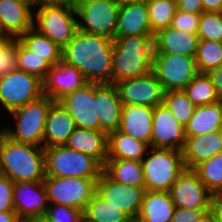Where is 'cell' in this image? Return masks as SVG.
Segmentation results:
<instances>
[{"label":"cell","instance_id":"cell-1","mask_svg":"<svg viewBox=\"0 0 222 222\" xmlns=\"http://www.w3.org/2000/svg\"><path fill=\"white\" fill-rule=\"evenodd\" d=\"M114 40L77 30L62 48V62L77 68L91 83H112Z\"/></svg>","mask_w":222,"mask_h":222},{"label":"cell","instance_id":"cell-2","mask_svg":"<svg viewBox=\"0 0 222 222\" xmlns=\"http://www.w3.org/2000/svg\"><path fill=\"white\" fill-rule=\"evenodd\" d=\"M157 58L155 35H129L114 38L112 83L149 73Z\"/></svg>","mask_w":222,"mask_h":222},{"label":"cell","instance_id":"cell-3","mask_svg":"<svg viewBox=\"0 0 222 222\" xmlns=\"http://www.w3.org/2000/svg\"><path fill=\"white\" fill-rule=\"evenodd\" d=\"M0 174L13 182L43 181L44 147L15 141L0 129Z\"/></svg>","mask_w":222,"mask_h":222},{"label":"cell","instance_id":"cell-4","mask_svg":"<svg viewBox=\"0 0 222 222\" xmlns=\"http://www.w3.org/2000/svg\"><path fill=\"white\" fill-rule=\"evenodd\" d=\"M146 155L141 160L145 190L169 192L185 169L182 151L149 147Z\"/></svg>","mask_w":222,"mask_h":222},{"label":"cell","instance_id":"cell-5","mask_svg":"<svg viewBox=\"0 0 222 222\" xmlns=\"http://www.w3.org/2000/svg\"><path fill=\"white\" fill-rule=\"evenodd\" d=\"M45 175L52 177L99 178L103 166L90 155L65 145L44 148Z\"/></svg>","mask_w":222,"mask_h":222},{"label":"cell","instance_id":"cell-6","mask_svg":"<svg viewBox=\"0 0 222 222\" xmlns=\"http://www.w3.org/2000/svg\"><path fill=\"white\" fill-rule=\"evenodd\" d=\"M38 6L33 13V28L63 48L78 30L73 1Z\"/></svg>","mask_w":222,"mask_h":222},{"label":"cell","instance_id":"cell-7","mask_svg":"<svg viewBox=\"0 0 222 222\" xmlns=\"http://www.w3.org/2000/svg\"><path fill=\"white\" fill-rule=\"evenodd\" d=\"M55 101L43 95L39 99L18 107L11 114L16 130L2 127V131L11 139L43 147L44 127L48 110Z\"/></svg>","mask_w":222,"mask_h":222},{"label":"cell","instance_id":"cell-8","mask_svg":"<svg viewBox=\"0 0 222 222\" xmlns=\"http://www.w3.org/2000/svg\"><path fill=\"white\" fill-rule=\"evenodd\" d=\"M73 4L80 18L78 30L114 40L120 4L115 0H73Z\"/></svg>","mask_w":222,"mask_h":222},{"label":"cell","instance_id":"cell-9","mask_svg":"<svg viewBox=\"0 0 222 222\" xmlns=\"http://www.w3.org/2000/svg\"><path fill=\"white\" fill-rule=\"evenodd\" d=\"M97 179L46 176L43 183L49 204L66 205L84 211L95 193Z\"/></svg>","mask_w":222,"mask_h":222},{"label":"cell","instance_id":"cell-10","mask_svg":"<svg viewBox=\"0 0 222 222\" xmlns=\"http://www.w3.org/2000/svg\"><path fill=\"white\" fill-rule=\"evenodd\" d=\"M43 95V80L33 74L15 69L0 76V103L8 113Z\"/></svg>","mask_w":222,"mask_h":222},{"label":"cell","instance_id":"cell-11","mask_svg":"<svg viewBox=\"0 0 222 222\" xmlns=\"http://www.w3.org/2000/svg\"><path fill=\"white\" fill-rule=\"evenodd\" d=\"M177 208L212 209L217 198L208 190L193 169H184L169 190Z\"/></svg>","mask_w":222,"mask_h":222},{"label":"cell","instance_id":"cell-12","mask_svg":"<svg viewBox=\"0 0 222 222\" xmlns=\"http://www.w3.org/2000/svg\"><path fill=\"white\" fill-rule=\"evenodd\" d=\"M164 91L183 90L199 73L195 57L157 54L152 68Z\"/></svg>","mask_w":222,"mask_h":222},{"label":"cell","instance_id":"cell-13","mask_svg":"<svg viewBox=\"0 0 222 222\" xmlns=\"http://www.w3.org/2000/svg\"><path fill=\"white\" fill-rule=\"evenodd\" d=\"M124 105L156 107L163 103L164 90L155 73L128 78L114 84Z\"/></svg>","mask_w":222,"mask_h":222},{"label":"cell","instance_id":"cell-14","mask_svg":"<svg viewBox=\"0 0 222 222\" xmlns=\"http://www.w3.org/2000/svg\"><path fill=\"white\" fill-rule=\"evenodd\" d=\"M145 188L129 186L113 180L104 170L95 181V192L110 204L136 219L143 202Z\"/></svg>","mask_w":222,"mask_h":222},{"label":"cell","instance_id":"cell-15","mask_svg":"<svg viewBox=\"0 0 222 222\" xmlns=\"http://www.w3.org/2000/svg\"><path fill=\"white\" fill-rule=\"evenodd\" d=\"M58 102L72 116L76 127L100 130L95 83L88 82L83 87L67 93Z\"/></svg>","mask_w":222,"mask_h":222},{"label":"cell","instance_id":"cell-16","mask_svg":"<svg viewBox=\"0 0 222 222\" xmlns=\"http://www.w3.org/2000/svg\"><path fill=\"white\" fill-rule=\"evenodd\" d=\"M14 211L22 222L46 215L49 201L43 181H20L13 185Z\"/></svg>","mask_w":222,"mask_h":222},{"label":"cell","instance_id":"cell-17","mask_svg":"<svg viewBox=\"0 0 222 222\" xmlns=\"http://www.w3.org/2000/svg\"><path fill=\"white\" fill-rule=\"evenodd\" d=\"M185 127L182 126L166 105L154 107L150 147L183 150Z\"/></svg>","mask_w":222,"mask_h":222},{"label":"cell","instance_id":"cell-18","mask_svg":"<svg viewBox=\"0 0 222 222\" xmlns=\"http://www.w3.org/2000/svg\"><path fill=\"white\" fill-rule=\"evenodd\" d=\"M95 98L97 99V116L100 131L107 134L118 130L123 104L113 83H95Z\"/></svg>","mask_w":222,"mask_h":222},{"label":"cell","instance_id":"cell-19","mask_svg":"<svg viewBox=\"0 0 222 222\" xmlns=\"http://www.w3.org/2000/svg\"><path fill=\"white\" fill-rule=\"evenodd\" d=\"M83 74L75 67L69 66L62 61L58 65L51 66L44 84V95L58 101L67 93L87 84Z\"/></svg>","mask_w":222,"mask_h":222},{"label":"cell","instance_id":"cell-20","mask_svg":"<svg viewBox=\"0 0 222 222\" xmlns=\"http://www.w3.org/2000/svg\"><path fill=\"white\" fill-rule=\"evenodd\" d=\"M31 7L22 0H0V26L6 36L18 39L33 27Z\"/></svg>","mask_w":222,"mask_h":222},{"label":"cell","instance_id":"cell-21","mask_svg":"<svg viewBox=\"0 0 222 222\" xmlns=\"http://www.w3.org/2000/svg\"><path fill=\"white\" fill-rule=\"evenodd\" d=\"M185 138L182 154L186 169H194L201 162L222 152V129Z\"/></svg>","mask_w":222,"mask_h":222},{"label":"cell","instance_id":"cell-22","mask_svg":"<svg viewBox=\"0 0 222 222\" xmlns=\"http://www.w3.org/2000/svg\"><path fill=\"white\" fill-rule=\"evenodd\" d=\"M153 107L124 105L118 130L150 146Z\"/></svg>","mask_w":222,"mask_h":222},{"label":"cell","instance_id":"cell-23","mask_svg":"<svg viewBox=\"0 0 222 222\" xmlns=\"http://www.w3.org/2000/svg\"><path fill=\"white\" fill-rule=\"evenodd\" d=\"M129 35H154L150 28L146 1L121 5L117 20L116 37Z\"/></svg>","mask_w":222,"mask_h":222},{"label":"cell","instance_id":"cell-24","mask_svg":"<svg viewBox=\"0 0 222 222\" xmlns=\"http://www.w3.org/2000/svg\"><path fill=\"white\" fill-rule=\"evenodd\" d=\"M75 129L76 124L72 116L58 101H55L47 113L43 147L64 145Z\"/></svg>","mask_w":222,"mask_h":222},{"label":"cell","instance_id":"cell-25","mask_svg":"<svg viewBox=\"0 0 222 222\" xmlns=\"http://www.w3.org/2000/svg\"><path fill=\"white\" fill-rule=\"evenodd\" d=\"M107 142L108 134L105 131L76 127L64 145L90 155L104 166L107 160Z\"/></svg>","mask_w":222,"mask_h":222},{"label":"cell","instance_id":"cell-26","mask_svg":"<svg viewBox=\"0 0 222 222\" xmlns=\"http://www.w3.org/2000/svg\"><path fill=\"white\" fill-rule=\"evenodd\" d=\"M154 35L157 41V54L195 57L199 42L197 33L182 32L169 26Z\"/></svg>","mask_w":222,"mask_h":222},{"label":"cell","instance_id":"cell-27","mask_svg":"<svg viewBox=\"0 0 222 222\" xmlns=\"http://www.w3.org/2000/svg\"><path fill=\"white\" fill-rule=\"evenodd\" d=\"M175 210L169 192L146 190L140 212L139 222H170Z\"/></svg>","mask_w":222,"mask_h":222},{"label":"cell","instance_id":"cell-28","mask_svg":"<svg viewBox=\"0 0 222 222\" xmlns=\"http://www.w3.org/2000/svg\"><path fill=\"white\" fill-rule=\"evenodd\" d=\"M222 129V106L220 100L196 106L194 114L185 126V137H195Z\"/></svg>","mask_w":222,"mask_h":222},{"label":"cell","instance_id":"cell-29","mask_svg":"<svg viewBox=\"0 0 222 222\" xmlns=\"http://www.w3.org/2000/svg\"><path fill=\"white\" fill-rule=\"evenodd\" d=\"M149 145L139 141L120 130L108 133L107 159H130L141 161L149 149Z\"/></svg>","mask_w":222,"mask_h":222},{"label":"cell","instance_id":"cell-30","mask_svg":"<svg viewBox=\"0 0 222 222\" xmlns=\"http://www.w3.org/2000/svg\"><path fill=\"white\" fill-rule=\"evenodd\" d=\"M103 170L117 182L144 188V172L141 161L107 159Z\"/></svg>","mask_w":222,"mask_h":222},{"label":"cell","instance_id":"cell-31","mask_svg":"<svg viewBox=\"0 0 222 222\" xmlns=\"http://www.w3.org/2000/svg\"><path fill=\"white\" fill-rule=\"evenodd\" d=\"M18 40L51 66L58 65L62 61V48L33 27L20 36Z\"/></svg>","mask_w":222,"mask_h":222},{"label":"cell","instance_id":"cell-32","mask_svg":"<svg viewBox=\"0 0 222 222\" xmlns=\"http://www.w3.org/2000/svg\"><path fill=\"white\" fill-rule=\"evenodd\" d=\"M131 220L126 212L110 204L96 192L83 211L84 222H130Z\"/></svg>","mask_w":222,"mask_h":222},{"label":"cell","instance_id":"cell-33","mask_svg":"<svg viewBox=\"0 0 222 222\" xmlns=\"http://www.w3.org/2000/svg\"><path fill=\"white\" fill-rule=\"evenodd\" d=\"M193 170L217 200L222 199V152L201 162Z\"/></svg>","mask_w":222,"mask_h":222},{"label":"cell","instance_id":"cell-34","mask_svg":"<svg viewBox=\"0 0 222 222\" xmlns=\"http://www.w3.org/2000/svg\"><path fill=\"white\" fill-rule=\"evenodd\" d=\"M183 91L195 106L212 104L220 100L207 73H198Z\"/></svg>","mask_w":222,"mask_h":222},{"label":"cell","instance_id":"cell-35","mask_svg":"<svg viewBox=\"0 0 222 222\" xmlns=\"http://www.w3.org/2000/svg\"><path fill=\"white\" fill-rule=\"evenodd\" d=\"M150 28L153 34L171 25L177 10L176 0H147Z\"/></svg>","mask_w":222,"mask_h":222},{"label":"cell","instance_id":"cell-36","mask_svg":"<svg viewBox=\"0 0 222 222\" xmlns=\"http://www.w3.org/2000/svg\"><path fill=\"white\" fill-rule=\"evenodd\" d=\"M199 73H209L222 64V42L199 40L195 55Z\"/></svg>","mask_w":222,"mask_h":222},{"label":"cell","instance_id":"cell-37","mask_svg":"<svg viewBox=\"0 0 222 222\" xmlns=\"http://www.w3.org/2000/svg\"><path fill=\"white\" fill-rule=\"evenodd\" d=\"M163 104L168 107L182 126H186L196 106L183 90H168L164 92Z\"/></svg>","mask_w":222,"mask_h":222},{"label":"cell","instance_id":"cell-38","mask_svg":"<svg viewBox=\"0 0 222 222\" xmlns=\"http://www.w3.org/2000/svg\"><path fill=\"white\" fill-rule=\"evenodd\" d=\"M16 55L18 70L33 74L43 81L46 79L51 65L27 49L18 39H16Z\"/></svg>","mask_w":222,"mask_h":222},{"label":"cell","instance_id":"cell-39","mask_svg":"<svg viewBox=\"0 0 222 222\" xmlns=\"http://www.w3.org/2000/svg\"><path fill=\"white\" fill-rule=\"evenodd\" d=\"M197 35L199 40L222 42V12L203 11Z\"/></svg>","mask_w":222,"mask_h":222},{"label":"cell","instance_id":"cell-40","mask_svg":"<svg viewBox=\"0 0 222 222\" xmlns=\"http://www.w3.org/2000/svg\"><path fill=\"white\" fill-rule=\"evenodd\" d=\"M18 69L16 39L10 36L0 39V76Z\"/></svg>","mask_w":222,"mask_h":222},{"label":"cell","instance_id":"cell-41","mask_svg":"<svg viewBox=\"0 0 222 222\" xmlns=\"http://www.w3.org/2000/svg\"><path fill=\"white\" fill-rule=\"evenodd\" d=\"M52 222H82L83 211L66 205L50 204L45 215Z\"/></svg>","mask_w":222,"mask_h":222},{"label":"cell","instance_id":"cell-42","mask_svg":"<svg viewBox=\"0 0 222 222\" xmlns=\"http://www.w3.org/2000/svg\"><path fill=\"white\" fill-rule=\"evenodd\" d=\"M201 14H192L185 11L176 10L171 27L182 32L197 33Z\"/></svg>","mask_w":222,"mask_h":222},{"label":"cell","instance_id":"cell-43","mask_svg":"<svg viewBox=\"0 0 222 222\" xmlns=\"http://www.w3.org/2000/svg\"><path fill=\"white\" fill-rule=\"evenodd\" d=\"M13 185L14 182L9 177L0 174V212L14 210Z\"/></svg>","mask_w":222,"mask_h":222},{"label":"cell","instance_id":"cell-44","mask_svg":"<svg viewBox=\"0 0 222 222\" xmlns=\"http://www.w3.org/2000/svg\"><path fill=\"white\" fill-rule=\"evenodd\" d=\"M211 209H192L175 207L170 222H197L200 216Z\"/></svg>","mask_w":222,"mask_h":222},{"label":"cell","instance_id":"cell-45","mask_svg":"<svg viewBox=\"0 0 222 222\" xmlns=\"http://www.w3.org/2000/svg\"><path fill=\"white\" fill-rule=\"evenodd\" d=\"M177 9L192 14L203 12L202 0H176Z\"/></svg>","mask_w":222,"mask_h":222},{"label":"cell","instance_id":"cell-46","mask_svg":"<svg viewBox=\"0 0 222 222\" xmlns=\"http://www.w3.org/2000/svg\"><path fill=\"white\" fill-rule=\"evenodd\" d=\"M222 221V210L217 204L211 210L204 212L197 222H221Z\"/></svg>","mask_w":222,"mask_h":222},{"label":"cell","instance_id":"cell-47","mask_svg":"<svg viewBox=\"0 0 222 222\" xmlns=\"http://www.w3.org/2000/svg\"><path fill=\"white\" fill-rule=\"evenodd\" d=\"M208 75L212 79L217 95L222 98V64L218 68L211 70Z\"/></svg>","mask_w":222,"mask_h":222},{"label":"cell","instance_id":"cell-48","mask_svg":"<svg viewBox=\"0 0 222 222\" xmlns=\"http://www.w3.org/2000/svg\"><path fill=\"white\" fill-rule=\"evenodd\" d=\"M203 11L222 12V0H202Z\"/></svg>","mask_w":222,"mask_h":222},{"label":"cell","instance_id":"cell-49","mask_svg":"<svg viewBox=\"0 0 222 222\" xmlns=\"http://www.w3.org/2000/svg\"><path fill=\"white\" fill-rule=\"evenodd\" d=\"M0 222H22L14 210L0 212Z\"/></svg>","mask_w":222,"mask_h":222},{"label":"cell","instance_id":"cell-50","mask_svg":"<svg viewBox=\"0 0 222 222\" xmlns=\"http://www.w3.org/2000/svg\"><path fill=\"white\" fill-rule=\"evenodd\" d=\"M73 0H37V6L41 4H63Z\"/></svg>","mask_w":222,"mask_h":222},{"label":"cell","instance_id":"cell-51","mask_svg":"<svg viewBox=\"0 0 222 222\" xmlns=\"http://www.w3.org/2000/svg\"><path fill=\"white\" fill-rule=\"evenodd\" d=\"M27 222H52L48 217L45 215L39 216V217H34L29 219Z\"/></svg>","mask_w":222,"mask_h":222},{"label":"cell","instance_id":"cell-52","mask_svg":"<svg viewBox=\"0 0 222 222\" xmlns=\"http://www.w3.org/2000/svg\"><path fill=\"white\" fill-rule=\"evenodd\" d=\"M118 4L123 5L127 3H136V2H142L147 0H115Z\"/></svg>","mask_w":222,"mask_h":222},{"label":"cell","instance_id":"cell-53","mask_svg":"<svg viewBox=\"0 0 222 222\" xmlns=\"http://www.w3.org/2000/svg\"><path fill=\"white\" fill-rule=\"evenodd\" d=\"M22 1L28 3L30 6H32V8L37 6V0H22Z\"/></svg>","mask_w":222,"mask_h":222},{"label":"cell","instance_id":"cell-54","mask_svg":"<svg viewBox=\"0 0 222 222\" xmlns=\"http://www.w3.org/2000/svg\"><path fill=\"white\" fill-rule=\"evenodd\" d=\"M6 34L3 32L1 26H0V39L5 38Z\"/></svg>","mask_w":222,"mask_h":222},{"label":"cell","instance_id":"cell-55","mask_svg":"<svg viewBox=\"0 0 222 222\" xmlns=\"http://www.w3.org/2000/svg\"><path fill=\"white\" fill-rule=\"evenodd\" d=\"M217 204L220 206V208L222 210V199H219Z\"/></svg>","mask_w":222,"mask_h":222},{"label":"cell","instance_id":"cell-56","mask_svg":"<svg viewBox=\"0 0 222 222\" xmlns=\"http://www.w3.org/2000/svg\"><path fill=\"white\" fill-rule=\"evenodd\" d=\"M130 222H139V221L136 219H132Z\"/></svg>","mask_w":222,"mask_h":222}]
</instances>
